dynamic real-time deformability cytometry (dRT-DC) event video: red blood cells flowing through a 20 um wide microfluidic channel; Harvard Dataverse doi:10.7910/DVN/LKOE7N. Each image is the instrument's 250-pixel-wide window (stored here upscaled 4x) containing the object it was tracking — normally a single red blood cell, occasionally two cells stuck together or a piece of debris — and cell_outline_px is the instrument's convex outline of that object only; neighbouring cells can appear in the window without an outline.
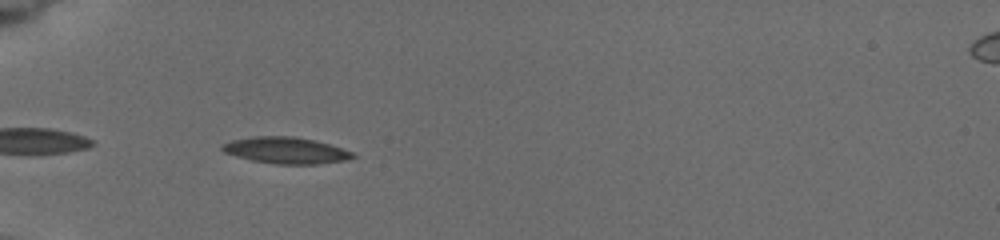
{"species": "common noctule bat (a hibernating species)", "species_latin": "Nyctalus noctula", "temperature_condition": "cold", "stored_images_in_passage": 8, "camera_frame_rate_fps": 3000, "um_per_image_px": 0.085, "animal": {"sex": "female", "body_mass_g": 19.5, "forearm_length_mm": 54.1}, "frame": {"image": 1, "passage_image": 6, "time_ms": 5.0, "image_size_px": [1000, 240], "cell_outline_px": [[356, 156], [348, 160], [316, 164], [276, 164], [252, 160], [236, 156], [224, 152], [220, 148], [220, 144], [232, 140], [252, 136], [292, 136], [312, 140], [328, 144], [352, 152]], "centroid_in_image_um": [24.25, 12.78], "position_along_channel_um": 60.7, "area_um2": 20.0}}
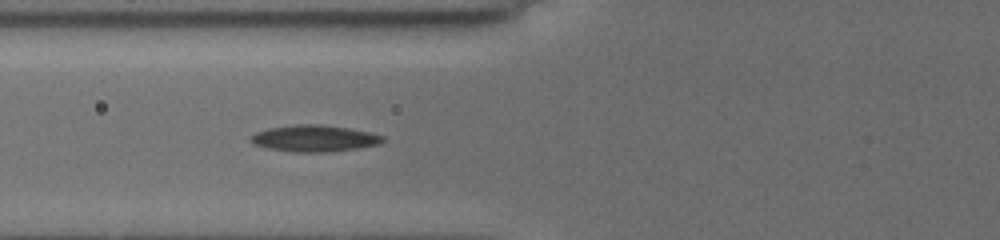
{"frame": {"image": 2, "passage_image": 8, "time_ms": 6.333, "image_size_px": [1000, 240], "cell_outline_px": [[384, 140], [380, 144], [360, 148], [328, 152], [292, 152], [268, 148], [252, 144], [248, 140], [248, 136], [256, 132], [268, 128], [296, 124], [324, 124], [348, 128], [368, 132], [384, 136]], "centroid_in_image_um": [26.68, 11.76], "position_along_channel_um": 99.1, "area_um2": 20.69}}